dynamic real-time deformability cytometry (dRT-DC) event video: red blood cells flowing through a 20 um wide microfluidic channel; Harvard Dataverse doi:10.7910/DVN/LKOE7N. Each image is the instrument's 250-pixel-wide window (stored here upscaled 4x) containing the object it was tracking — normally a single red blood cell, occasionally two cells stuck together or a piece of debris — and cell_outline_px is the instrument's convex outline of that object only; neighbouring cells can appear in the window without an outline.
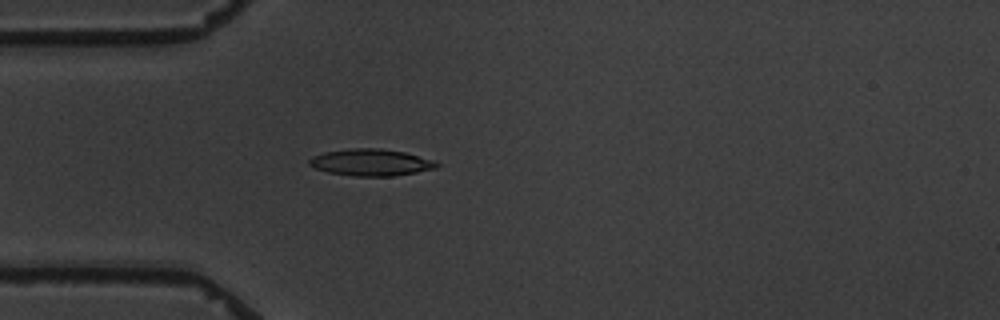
{"species": "common noctule bat (a hibernating species)", "species_latin": "Nyctalus noctula", "temperature_condition": "warm", "stored_images_in_passage": 3, "camera_frame_rate_fps": 3000, "um_per_image_px": 0.085, "animal": {"sex": "male", "body_mass_g": 19.5, "forearm_length_mm": 54.6}, "frame": {"image": 1, "passage_image": 3, "time_ms": 2.333, "image_size_px": [1000, 320], "cell_outline_px": [[440, 164], [436, 168], [416, 172], [392, 176], [352, 176], [328, 172], [316, 168], [308, 164], [308, 160], [312, 156], [324, 152], [352, 148], [380, 148], [404, 152], [432, 160]], "centroid_in_image_um": [31.5, 13.8], "position_along_channel_um": 53.5, "area_um2": 19.77}}